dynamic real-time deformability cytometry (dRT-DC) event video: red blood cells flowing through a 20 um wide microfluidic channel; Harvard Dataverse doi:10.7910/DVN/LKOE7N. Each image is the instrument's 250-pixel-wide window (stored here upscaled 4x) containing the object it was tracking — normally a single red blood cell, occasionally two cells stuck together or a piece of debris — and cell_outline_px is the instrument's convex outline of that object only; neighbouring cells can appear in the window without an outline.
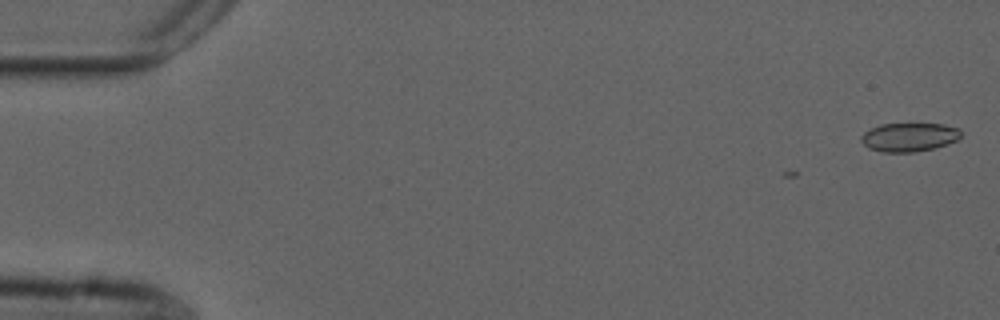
{"species": "common noctule bat (a hibernating species)", "species_latin": "Nyctalus noctula", "temperature_condition": "cold", "stored_images_in_passage": 4, "camera_frame_rate_fps": 3000, "um_per_image_px": 0.085, "animal": {"sex": "male", "forearm_length_mm": 52.5}, "frame": {"image": 1, "passage_image": 1, "time_ms": 0.0, "image_size_px": [1000, 320], "cell_outline_px": [[960, 136], [956, 140], [936, 148], [912, 152], [880, 152], [868, 148], [860, 140], [860, 136], [864, 132], [880, 124], [944, 124], [960, 128]], "centroid_in_image_um": [77.25, 11.66], "position_along_channel_um": 7.7, "area_um2": 16.7}}